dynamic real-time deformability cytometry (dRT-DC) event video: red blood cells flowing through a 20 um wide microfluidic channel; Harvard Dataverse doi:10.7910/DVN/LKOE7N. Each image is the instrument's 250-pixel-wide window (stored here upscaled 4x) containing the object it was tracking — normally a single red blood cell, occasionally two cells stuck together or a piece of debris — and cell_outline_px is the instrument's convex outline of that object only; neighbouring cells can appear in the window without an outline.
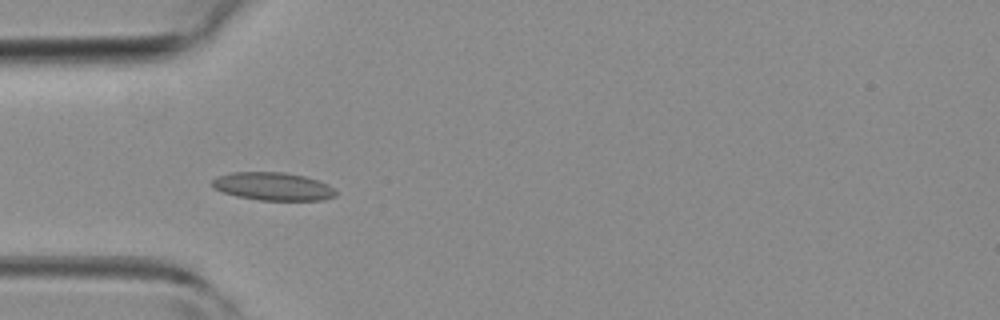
{"species": "common noctule bat (a hibernating species)", "species_latin": "Nyctalus noctula", "temperature_condition": "room temperature", "stored_images_in_passage": 4, "camera_frame_rate_fps": 3000, "um_per_image_px": 0.085, "animal": {"sex": "female", "body_mass_g": 19.3, "forearm_length_mm": 54.1}, "frame": {"image": 1, "passage_image": 4, "time_ms": 3.333, "image_size_px": [1000, 320], "cell_outline_px": [[336, 196], [324, 200], [260, 200], [236, 196], [224, 192], [216, 188], [212, 184], [212, 180], [216, 176], [232, 172], [284, 172], [304, 176], [328, 184], [336, 192]], "centroid_in_image_um": [23.21, 15.84], "position_along_channel_um": 61.8, "area_um2": 20.06}}